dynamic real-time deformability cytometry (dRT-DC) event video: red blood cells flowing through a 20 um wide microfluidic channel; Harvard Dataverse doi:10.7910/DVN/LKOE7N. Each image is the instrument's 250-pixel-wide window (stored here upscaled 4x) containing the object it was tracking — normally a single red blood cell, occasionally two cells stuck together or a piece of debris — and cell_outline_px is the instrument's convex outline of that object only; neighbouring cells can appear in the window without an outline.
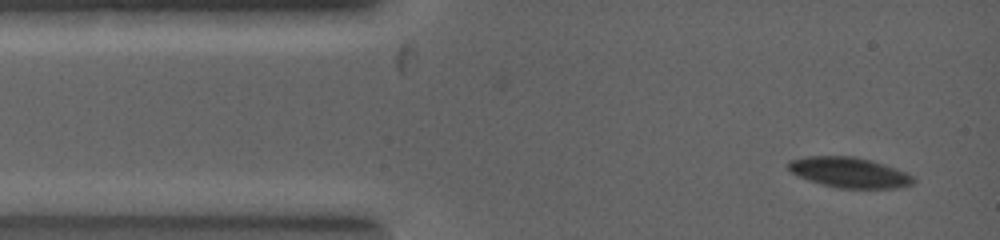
{"species": "common noctule bat (a hibernating species)", "species_latin": "Nyctalus noctula", "temperature_condition": "warm", "stored_images_in_passage": 2, "camera_frame_rate_fps": 5000, "um_per_image_px": 0.085, "animal": {"sex": "female", "body_mass_g": 19.0, "forearm_length_mm": 53.3}, "frame": {"image": 1, "passage_image": 1, "time_ms": 0.0, "image_size_px": [1000, 240], "cell_outline_px": [[916, 180], [912, 184], [896, 188], [836, 188], [808, 180], [792, 172], [788, 168], [788, 160], [808, 156], [852, 156], [872, 160], [896, 168], [912, 176]], "centroid_in_image_um": [72.18, 14.65], "position_along_channel_um": 12.8, "area_um2": 22.02}}